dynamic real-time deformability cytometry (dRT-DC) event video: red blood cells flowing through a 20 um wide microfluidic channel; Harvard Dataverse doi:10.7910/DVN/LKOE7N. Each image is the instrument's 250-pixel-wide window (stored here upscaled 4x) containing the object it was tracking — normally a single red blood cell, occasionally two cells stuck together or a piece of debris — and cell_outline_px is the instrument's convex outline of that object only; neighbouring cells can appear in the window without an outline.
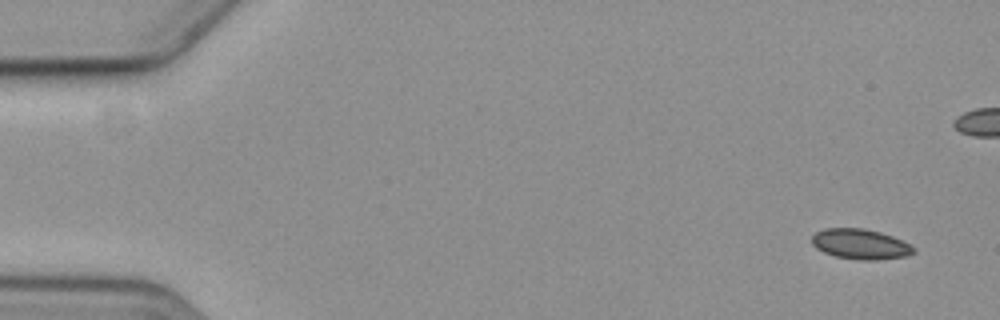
{"species": "common noctule bat (a hibernating species)", "species_latin": "Nyctalus noctula", "temperature_condition": "cold", "stored_images_in_passage": 7, "camera_frame_rate_fps": 3000, "um_per_image_px": 0.085, "animal": {"sex": "female", "body_mass_g": 19.3, "forearm_length_mm": 54.1}, "frame": {"image": 1, "passage_image": 1, "time_ms": 0.0, "image_size_px": [1000, 320], "cell_outline_px": [[916, 252], [908, 256], [876, 260], [860, 260], [836, 256], [824, 252], [816, 248], [812, 244], [812, 236], [816, 232], [824, 228], [864, 228], [880, 232], [892, 236], [916, 248]], "centroid_in_image_um": [73.14, 20.75], "position_along_channel_um": 11.9, "area_um2": 17.92}}